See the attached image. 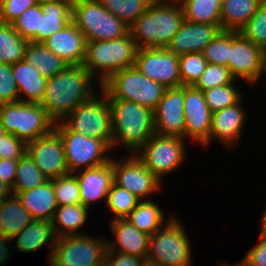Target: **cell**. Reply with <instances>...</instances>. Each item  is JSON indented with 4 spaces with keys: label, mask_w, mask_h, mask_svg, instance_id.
Listing matches in <instances>:
<instances>
[{
    "label": "cell",
    "mask_w": 266,
    "mask_h": 266,
    "mask_svg": "<svg viewBox=\"0 0 266 266\" xmlns=\"http://www.w3.org/2000/svg\"><path fill=\"white\" fill-rule=\"evenodd\" d=\"M32 217L16 194L4 198L0 206V235L13 239L31 221Z\"/></svg>",
    "instance_id": "28"
},
{
    "label": "cell",
    "mask_w": 266,
    "mask_h": 266,
    "mask_svg": "<svg viewBox=\"0 0 266 266\" xmlns=\"http://www.w3.org/2000/svg\"><path fill=\"white\" fill-rule=\"evenodd\" d=\"M139 201L140 199L130 191L113 183L104 203L109 212L115 216L112 220H116L127 218Z\"/></svg>",
    "instance_id": "36"
},
{
    "label": "cell",
    "mask_w": 266,
    "mask_h": 266,
    "mask_svg": "<svg viewBox=\"0 0 266 266\" xmlns=\"http://www.w3.org/2000/svg\"><path fill=\"white\" fill-rule=\"evenodd\" d=\"M263 0H222V31H239L257 11Z\"/></svg>",
    "instance_id": "30"
},
{
    "label": "cell",
    "mask_w": 266,
    "mask_h": 266,
    "mask_svg": "<svg viewBox=\"0 0 266 266\" xmlns=\"http://www.w3.org/2000/svg\"><path fill=\"white\" fill-rule=\"evenodd\" d=\"M57 1H61V0H35L36 4H44V3H52V2H57Z\"/></svg>",
    "instance_id": "54"
},
{
    "label": "cell",
    "mask_w": 266,
    "mask_h": 266,
    "mask_svg": "<svg viewBox=\"0 0 266 266\" xmlns=\"http://www.w3.org/2000/svg\"><path fill=\"white\" fill-rule=\"evenodd\" d=\"M202 53L208 63L227 67L230 61V31H221Z\"/></svg>",
    "instance_id": "43"
},
{
    "label": "cell",
    "mask_w": 266,
    "mask_h": 266,
    "mask_svg": "<svg viewBox=\"0 0 266 266\" xmlns=\"http://www.w3.org/2000/svg\"><path fill=\"white\" fill-rule=\"evenodd\" d=\"M241 101L212 113L209 144L216 138L217 141H221L220 144L223 143L230 149L240 141L247 116Z\"/></svg>",
    "instance_id": "20"
},
{
    "label": "cell",
    "mask_w": 266,
    "mask_h": 266,
    "mask_svg": "<svg viewBox=\"0 0 266 266\" xmlns=\"http://www.w3.org/2000/svg\"><path fill=\"white\" fill-rule=\"evenodd\" d=\"M221 31V26L184 20L166 48L178 56L192 52L202 53Z\"/></svg>",
    "instance_id": "21"
},
{
    "label": "cell",
    "mask_w": 266,
    "mask_h": 266,
    "mask_svg": "<svg viewBox=\"0 0 266 266\" xmlns=\"http://www.w3.org/2000/svg\"><path fill=\"white\" fill-rule=\"evenodd\" d=\"M222 0H180L185 20L220 26Z\"/></svg>",
    "instance_id": "33"
},
{
    "label": "cell",
    "mask_w": 266,
    "mask_h": 266,
    "mask_svg": "<svg viewBox=\"0 0 266 266\" xmlns=\"http://www.w3.org/2000/svg\"><path fill=\"white\" fill-rule=\"evenodd\" d=\"M57 206L81 204V195L76 176L69 173L51 179Z\"/></svg>",
    "instance_id": "40"
},
{
    "label": "cell",
    "mask_w": 266,
    "mask_h": 266,
    "mask_svg": "<svg viewBox=\"0 0 266 266\" xmlns=\"http://www.w3.org/2000/svg\"><path fill=\"white\" fill-rule=\"evenodd\" d=\"M144 266H158V265H153V264H150V263H145Z\"/></svg>",
    "instance_id": "57"
},
{
    "label": "cell",
    "mask_w": 266,
    "mask_h": 266,
    "mask_svg": "<svg viewBox=\"0 0 266 266\" xmlns=\"http://www.w3.org/2000/svg\"><path fill=\"white\" fill-rule=\"evenodd\" d=\"M100 91L101 97L95 93L87 101L77 106L61 122L70 131L99 138L111 147L113 135L112 111L106 93L101 88Z\"/></svg>",
    "instance_id": "9"
},
{
    "label": "cell",
    "mask_w": 266,
    "mask_h": 266,
    "mask_svg": "<svg viewBox=\"0 0 266 266\" xmlns=\"http://www.w3.org/2000/svg\"><path fill=\"white\" fill-rule=\"evenodd\" d=\"M27 153L49 180L69 174L63 141L55 129L29 142Z\"/></svg>",
    "instance_id": "16"
},
{
    "label": "cell",
    "mask_w": 266,
    "mask_h": 266,
    "mask_svg": "<svg viewBox=\"0 0 266 266\" xmlns=\"http://www.w3.org/2000/svg\"><path fill=\"white\" fill-rule=\"evenodd\" d=\"M35 4V0H0L1 22L12 24L22 12Z\"/></svg>",
    "instance_id": "47"
},
{
    "label": "cell",
    "mask_w": 266,
    "mask_h": 266,
    "mask_svg": "<svg viewBox=\"0 0 266 266\" xmlns=\"http://www.w3.org/2000/svg\"><path fill=\"white\" fill-rule=\"evenodd\" d=\"M261 230L266 232V209L264 210L263 214L261 215V222H260Z\"/></svg>",
    "instance_id": "53"
},
{
    "label": "cell",
    "mask_w": 266,
    "mask_h": 266,
    "mask_svg": "<svg viewBox=\"0 0 266 266\" xmlns=\"http://www.w3.org/2000/svg\"><path fill=\"white\" fill-rule=\"evenodd\" d=\"M235 80L228 67L208 63L205 71L193 86L203 92L210 88L230 84Z\"/></svg>",
    "instance_id": "42"
},
{
    "label": "cell",
    "mask_w": 266,
    "mask_h": 266,
    "mask_svg": "<svg viewBox=\"0 0 266 266\" xmlns=\"http://www.w3.org/2000/svg\"><path fill=\"white\" fill-rule=\"evenodd\" d=\"M94 80L82 65H68L47 78L45 95L40 104L55 123L61 122L77 106L97 93L92 86Z\"/></svg>",
    "instance_id": "1"
},
{
    "label": "cell",
    "mask_w": 266,
    "mask_h": 266,
    "mask_svg": "<svg viewBox=\"0 0 266 266\" xmlns=\"http://www.w3.org/2000/svg\"><path fill=\"white\" fill-rule=\"evenodd\" d=\"M153 118L156 134L184 138V85L166 88L163 97L153 109Z\"/></svg>",
    "instance_id": "18"
},
{
    "label": "cell",
    "mask_w": 266,
    "mask_h": 266,
    "mask_svg": "<svg viewBox=\"0 0 266 266\" xmlns=\"http://www.w3.org/2000/svg\"><path fill=\"white\" fill-rule=\"evenodd\" d=\"M49 179L36 166L34 160L26 152L17 163L16 178L12 192L32 190Z\"/></svg>",
    "instance_id": "35"
},
{
    "label": "cell",
    "mask_w": 266,
    "mask_h": 266,
    "mask_svg": "<svg viewBox=\"0 0 266 266\" xmlns=\"http://www.w3.org/2000/svg\"><path fill=\"white\" fill-rule=\"evenodd\" d=\"M12 239H9V238H6V237H3L0 235V265L2 266H5L6 263L8 262V260H10V257L12 256L11 255V250L9 249L10 248V245L8 246L7 242Z\"/></svg>",
    "instance_id": "51"
},
{
    "label": "cell",
    "mask_w": 266,
    "mask_h": 266,
    "mask_svg": "<svg viewBox=\"0 0 266 266\" xmlns=\"http://www.w3.org/2000/svg\"><path fill=\"white\" fill-rule=\"evenodd\" d=\"M114 240L109 239L107 251L128 254L146 260L150 235L139 231L128 219H116L110 222Z\"/></svg>",
    "instance_id": "22"
},
{
    "label": "cell",
    "mask_w": 266,
    "mask_h": 266,
    "mask_svg": "<svg viewBox=\"0 0 266 266\" xmlns=\"http://www.w3.org/2000/svg\"><path fill=\"white\" fill-rule=\"evenodd\" d=\"M208 62L201 52H192L179 56L181 86H191L201 77Z\"/></svg>",
    "instance_id": "41"
},
{
    "label": "cell",
    "mask_w": 266,
    "mask_h": 266,
    "mask_svg": "<svg viewBox=\"0 0 266 266\" xmlns=\"http://www.w3.org/2000/svg\"><path fill=\"white\" fill-rule=\"evenodd\" d=\"M100 88L108 99H123L144 105L152 110L156 107L166 87L140 73L135 66L112 74Z\"/></svg>",
    "instance_id": "8"
},
{
    "label": "cell",
    "mask_w": 266,
    "mask_h": 266,
    "mask_svg": "<svg viewBox=\"0 0 266 266\" xmlns=\"http://www.w3.org/2000/svg\"><path fill=\"white\" fill-rule=\"evenodd\" d=\"M137 51L130 33L114 40L86 41L82 66L98 77L100 86L115 72L134 66Z\"/></svg>",
    "instance_id": "4"
},
{
    "label": "cell",
    "mask_w": 266,
    "mask_h": 266,
    "mask_svg": "<svg viewBox=\"0 0 266 266\" xmlns=\"http://www.w3.org/2000/svg\"><path fill=\"white\" fill-rule=\"evenodd\" d=\"M106 241L86 234L57 238L49 266H105Z\"/></svg>",
    "instance_id": "11"
},
{
    "label": "cell",
    "mask_w": 266,
    "mask_h": 266,
    "mask_svg": "<svg viewBox=\"0 0 266 266\" xmlns=\"http://www.w3.org/2000/svg\"><path fill=\"white\" fill-rule=\"evenodd\" d=\"M231 75L250 84H257L266 77V52L239 32L230 31V61L227 65Z\"/></svg>",
    "instance_id": "13"
},
{
    "label": "cell",
    "mask_w": 266,
    "mask_h": 266,
    "mask_svg": "<svg viewBox=\"0 0 266 266\" xmlns=\"http://www.w3.org/2000/svg\"><path fill=\"white\" fill-rule=\"evenodd\" d=\"M126 156L124 160H115L112 155L114 183L127 189L140 200L151 199L152 195L160 191L162 181L134 153H128Z\"/></svg>",
    "instance_id": "14"
},
{
    "label": "cell",
    "mask_w": 266,
    "mask_h": 266,
    "mask_svg": "<svg viewBox=\"0 0 266 266\" xmlns=\"http://www.w3.org/2000/svg\"><path fill=\"white\" fill-rule=\"evenodd\" d=\"M4 129L2 128V126L0 125V137L4 134Z\"/></svg>",
    "instance_id": "56"
},
{
    "label": "cell",
    "mask_w": 266,
    "mask_h": 266,
    "mask_svg": "<svg viewBox=\"0 0 266 266\" xmlns=\"http://www.w3.org/2000/svg\"><path fill=\"white\" fill-rule=\"evenodd\" d=\"M40 14H43L41 5L35 4L28 8L12 23L14 30L29 41L39 30Z\"/></svg>",
    "instance_id": "44"
},
{
    "label": "cell",
    "mask_w": 266,
    "mask_h": 266,
    "mask_svg": "<svg viewBox=\"0 0 266 266\" xmlns=\"http://www.w3.org/2000/svg\"><path fill=\"white\" fill-rule=\"evenodd\" d=\"M24 60L46 78L53 77L69 65L50 51L43 43L30 41L25 49Z\"/></svg>",
    "instance_id": "32"
},
{
    "label": "cell",
    "mask_w": 266,
    "mask_h": 266,
    "mask_svg": "<svg viewBox=\"0 0 266 266\" xmlns=\"http://www.w3.org/2000/svg\"><path fill=\"white\" fill-rule=\"evenodd\" d=\"M165 1H177V2H179L180 0H165Z\"/></svg>",
    "instance_id": "58"
},
{
    "label": "cell",
    "mask_w": 266,
    "mask_h": 266,
    "mask_svg": "<svg viewBox=\"0 0 266 266\" xmlns=\"http://www.w3.org/2000/svg\"><path fill=\"white\" fill-rule=\"evenodd\" d=\"M17 239L15 242V249L22 253H30L41 249L43 246H50V256L54 250L56 243V235L49 220H32L22 231H20L12 240Z\"/></svg>",
    "instance_id": "26"
},
{
    "label": "cell",
    "mask_w": 266,
    "mask_h": 266,
    "mask_svg": "<svg viewBox=\"0 0 266 266\" xmlns=\"http://www.w3.org/2000/svg\"><path fill=\"white\" fill-rule=\"evenodd\" d=\"M72 22L86 41L114 40L129 33V26L104 8L99 0H73Z\"/></svg>",
    "instance_id": "7"
},
{
    "label": "cell",
    "mask_w": 266,
    "mask_h": 266,
    "mask_svg": "<svg viewBox=\"0 0 266 266\" xmlns=\"http://www.w3.org/2000/svg\"><path fill=\"white\" fill-rule=\"evenodd\" d=\"M238 32L266 52V0L261 2L257 11Z\"/></svg>",
    "instance_id": "39"
},
{
    "label": "cell",
    "mask_w": 266,
    "mask_h": 266,
    "mask_svg": "<svg viewBox=\"0 0 266 266\" xmlns=\"http://www.w3.org/2000/svg\"><path fill=\"white\" fill-rule=\"evenodd\" d=\"M186 139L174 135H152L135 153L143 164L159 179L172 171L186 159Z\"/></svg>",
    "instance_id": "12"
},
{
    "label": "cell",
    "mask_w": 266,
    "mask_h": 266,
    "mask_svg": "<svg viewBox=\"0 0 266 266\" xmlns=\"http://www.w3.org/2000/svg\"><path fill=\"white\" fill-rule=\"evenodd\" d=\"M104 8L130 26L153 0H99Z\"/></svg>",
    "instance_id": "37"
},
{
    "label": "cell",
    "mask_w": 266,
    "mask_h": 266,
    "mask_svg": "<svg viewBox=\"0 0 266 266\" xmlns=\"http://www.w3.org/2000/svg\"><path fill=\"white\" fill-rule=\"evenodd\" d=\"M18 160L0 159V180L13 189Z\"/></svg>",
    "instance_id": "50"
},
{
    "label": "cell",
    "mask_w": 266,
    "mask_h": 266,
    "mask_svg": "<svg viewBox=\"0 0 266 266\" xmlns=\"http://www.w3.org/2000/svg\"><path fill=\"white\" fill-rule=\"evenodd\" d=\"M73 174L78 180L81 204L83 206L90 209V205H93L92 203L107 199V194L114 183L112 158L107 163L79 170Z\"/></svg>",
    "instance_id": "19"
},
{
    "label": "cell",
    "mask_w": 266,
    "mask_h": 266,
    "mask_svg": "<svg viewBox=\"0 0 266 266\" xmlns=\"http://www.w3.org/2000/svg\"><path fill=\"white\" fill-rule=\"evenodd\" d=\"M164 215L163 210L153 200H140L126 219L139 231L153 235L174 217L171 215L167 219Z\"/></svg>",
    "instance_id": "31"
},
{
    "label": "cell",
    "mask_w": 266,
    "mask_h": 266,
    "mask_svg": "<svg viewBox=\"0 0 266 266\" xmlns=\"http://www.w3.org/2000/svg\"><path fill=\"white\" fill-rule=\"evenodd\" d=\"M12 73L18 88L19 102L40 104L45 95L47 78L25 60L12 64ZM22 95L26 97L22 98Z\"/></svg>",
    "instance_id": "27"
},
{
    "label": "cell",
    "mask_w": 266,
    "mask_h": 266,
    "mask_svg": "<svg viewBox=\"0 0 266 266\" xmlns=\"http://www.w3.org/2000/svg\"><path fill=\"white\" fill-rule=\"evenodd\" d=\"M247 266H266V232L260 231L259 241L243 258Z\"/></svg>",
    "instance_id": "48"
},
{
    "label": "cell",
    "mask_w": 266,
    "mask_h": 266,
    "mask_svg": "<svg viewBox=\"0 0 266 266\" xmlns=\"http://www.w3.org/2000/svg\"><path fill=\"white\" fill-rule=\"evenodd\" d=\"M43 44L69 65H82L84 62L86 39L73 22L53 33Z\"/></svg>",
    "instance_id": "23"
},
{
    "label": "cell",
    "mask_w": 266,
    "mask_h": 266,
    "mask_svg": "<svg viewBox=\"0 0 266 266\" xmlns=\"http://www.w3.org/2000/svg\"><path fill=\"white\" fill-rule=\"evenodd\" d=\"M73 0H61L41 4L43 14H40L39 30L29 40L30 42L43 43L53 33L63 30L72 22Z\"/></svg>",
    "instance_id": "24"
},
{
    "label": "cell",
    "mask_w": 266,
    "mask_h": 266,
    "mask_svg": "<svg viewBox=\"0 0 266 266\" xmlns=\"http://www.w3.org/2000/svg\"><path fill=\"white\" fill-rule=\"evenodd\" d=\"M184 116V139L189 138L202 147H208L212 112L206 104L204 93L193 85L184 86Z\"/></svg>",
    "instance_id": "17"
},
{
    "label": "cell",
    "mask_w": 266,
    "mask_h": 266,
    "mask_svg": "<svg viewBox=\"0 0 266 266\" xmlns=\"http://www.w3.org/2000/svg\"><path fill=\"white\" fill-rule=\"evenodd\" d=\"M12 194V189L0 180V200L10 196Z\"/></svg>",
    "instance_id": "52"
},
{
    "label": "cell",
    "mask_w": 266,
    "mask_h": 266,
    "mask_svg": "<svg viewBox=\"0 0 266 266\" xmlns=\"http://www.w3.org/2000/svg\"><path fill=\"white\" fill-rule=\"evenodd\" d=\"M54 129L62 138L69 173L111 161L112 149L104 140L72 132L62 122L55 123Z\"/></svg>",
    "instance_id": "10"
},
{
    "label": "cell",
    "mask_w": 266,
    "mask_h": 266,
    "mask_svg": "<svg viewBox=\"0 0 266 266\" xmlns=\"http://www.w3.org/2000/svg\"><path fill=\"white\" fill-rule=\"evenodd\" d=\"M12 193L18 196L21 204L29 212L33 220L52 221L54 212L57 209V201L51 180L32 190Z\"/></svg>",
    "instance_id": "25"
},
{
    "label": "cell",
    "mask_w": 266,
    "mask_h": 266,
    "mask_svg": "<svg viewBox=\"0 0 266 266\" xmlns=\"http://www.w3.org/2000/svg\"><path fill=\"white\" fill-rule=\"evenodd\" d=\"M27 152V144L15 135L4 133L0 137V159L19 160Z\"/></svg>",
    "instance_id": "46"
},
{
    "label": "cell",
    "mask_w": 266,
    "mask_h": 266,
    "mask_svg": "<svg viewBox=\"0 0 266 266\" xmlns=\"http://www.w3.org/2000/svg\"><path fill=\"white\" fill-rule=\"evenodd\" d=\"M184 20L179 2L153 0L129 26V33L138 48H166Z\"/></svg>",
    "instance_id": "2"
},
{
    "label": "cell",
    "mask_w": 266,
    "mask_h": 266,
    "mask_svg": "<svg viewBox=\"0 0 266 266\" xmlns=\"http://www.w3.org/2000/svg\"><path fill=\"white\" fill-rule=\"evenodd\" d=\"M240 92L235 86L234 81L227 85L203 91L206 104L212 113L238 103L243 97Z\"/></svg>",
    "instance_id": "38"
},
{
    "label": "cell",
    "mask_w": 266,
    "mask_h": 266,
    "mask_svg": "<svg viewBox=\"0 0 266 266\" xmlns=\"http://www.w3.org/2000/svg\"><path fill=\"white\" fill-rule=\"evenodd\" d=\"M16 102H19V94L12 73V65L0 63V104Z\"/></svg>",
    "instance_id": "45"
},
{
    "label": "cell",
    "mask_w": 266,
    "mask_h": 266,
    "mask_svg": "<svg viewBox=\"0 0 266 266\" xmlns=\"http://www.w3.org/2000/svg\"><path fill=\"white\" fill-rule=\"evenodd\" d=\"M176 215L149 238L146 262L158 266H192V247Z\"/></svg>",
    "instance_id": "5"
},
{
    "label": "cell",
    "mask_w": 266,
    "mask_h": 266,
    "mask_svg": "<svg viewBox=\"0 0 266 266\" xmlns=\"http://www.w3.org/2000/svg\"><path fill=\"white\" fill-rule=\"evenodd\" d=\"M146 260L119 252H106L105 266H144Z\"/></svg>",
    "instance_id": "49"
},
{
    "label": "cell",
    "mask_w": 266,
    "mask_h": 266,
    "mask_svg": "<svg viewBox=\"0 0 266 266\" xmlns=\"http://www.w3.org/2000/svg\"><path fill=\"white\" fill-rule=\"evenodd\" d=\"M134 66L166 88L181 86L179 56L167 48H138Z\"/></svg>",
    "instance_id": "15"
},
{
    "label": "cell",
    "mask_w": 266,
    "mask_h": 266,
    "mask_svg": "<svg viewBox=\"0 0 266 266\" xmlns=\"http://www.w3.org/2000/svg\"><path fill=\"white\" fill-rule=\"evenodd\" d=\"M108 101L112 111V151L120 143L127 148V152L130 151L128 153L135 154L155 134L153 110L128 100Z\"/></svg>",
    "instance_id": "3"
},
{
    "label": "cell",
    "mask_w": 266,
    "mask_h": 266,
    "mask_svg": "<svg viewBox=\"0 0 266 266\" xmlns=\"http://www.w3.org/2000/svg\"><path fill=\"white\" fill-rule=\"evenodd\" d=\"M0 125L26 144L50 133L55 122L39 103L16 102L0 104Z\"/></svg>",
    "instance_id": "6"
},
{
    "label": "cell",
    "mask_w": 266,
    "mask_h": 266,
    "mask_svg": "<svg viewBox=\"0 0 266 266\" xmlns=\"http://www.w3.org/2000/svg\"><path fill=\"white\" fill-rule=\"evenodd\" d=\"M28 40L23 39L12 24H0V63L15 64L24 60Z\"/></svg>",
    "instance_id": "34"
},
{
    "label": "cell",
    "mask_w": 266,
    "mask_h": 266,
    "mask_svg": "<svg viewBox=\"0 0 266 266\" xmlns=\"http://www.w3.org/2000/svg\"><path fill=\"white\" fill-rule=\"evenodd\" d=\"M241 263L235 265H228L227 263L221 264V266H247L244 262L240 261Z\"/></svg>",
    "instance_id": "55"
},
{
    "label": "cell",
    "mask_w": 266,
    "mask_h": 266,
    "mask_svg": "<svg viewBox=\"0 0 266 266\" xmlns=\"http://www.w3.org/2000/svg\"><path fill=\"white\" fill-rule=\"evenodd\" d=\"M89 210L82 204L57 206L52 218L56 237L83 235L79 229L87 222Z\"/></svg>",
    "instance_id": "29"
}]
</instances>
